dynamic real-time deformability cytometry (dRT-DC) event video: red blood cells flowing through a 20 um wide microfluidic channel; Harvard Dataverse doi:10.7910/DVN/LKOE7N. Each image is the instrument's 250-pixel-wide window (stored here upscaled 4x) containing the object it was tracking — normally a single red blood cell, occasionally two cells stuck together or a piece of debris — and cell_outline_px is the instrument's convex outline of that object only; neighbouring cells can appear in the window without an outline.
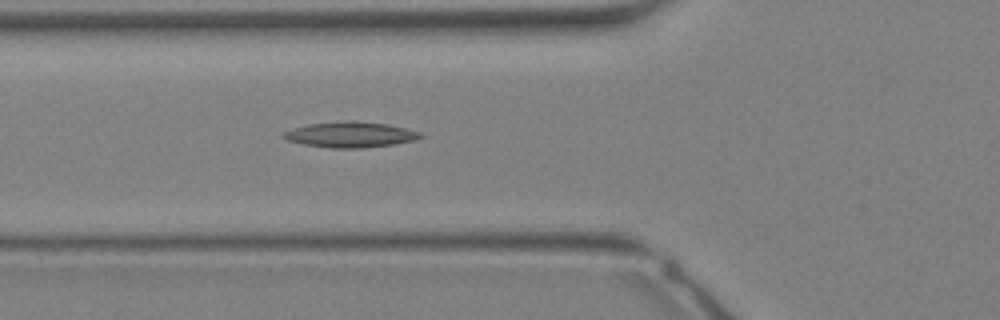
{"species": "Egyptian fruit bat (a non-hibernating species)", "species_latin": "Rousettus aegyptiacus", "temperature_condition": "warm", "stored_images_in_passage": 29, "camera_frame_rate_fps": 3000, "um_per_image_px": 0.085, "animal": {"sex": "female"}, "frame": {"image": 1, "passage_image": 8, "time_ms": 2.333, "image_size_px": [1000, 320], "cell_outline_px": [[424, 136], [412, 140], [392, 144], [364, 148], [328, 148], [304, 144], [288, 140], [280, 136], [284, 132], [292, 128], [308, 124], [352, 120], [388, 124], [408, 128], [420, 132]], "centroid_in_image_um": [29.77, 11.43], "position_along_channel_um": 96.0, "area_um2": 20.4}}
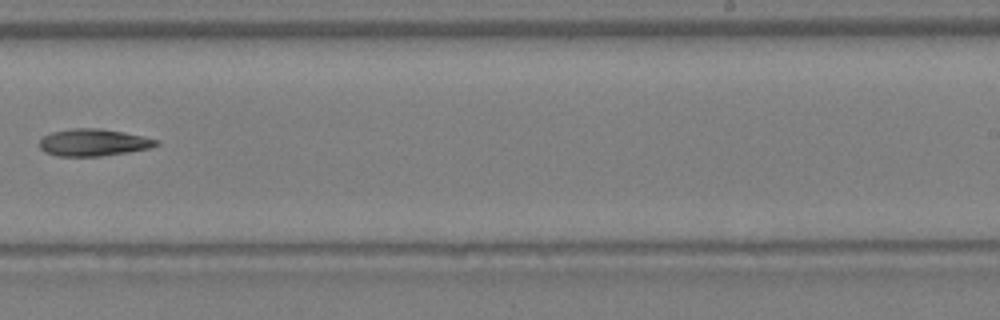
{"frame": {"image": 2, "passage_image": 17, "time_ms": 5.333, "image_size_px": [1000, 320], "cell_outline_px": [[160, 144], [152, 148], [128, 152], [100, 156], [56, 156], [44, 152], [40, 148], [40, 140], [44, 136], [52, 132], [72, 128], [100, 128], [124, 132], [160, 140]], "centroid_in_image_um": [7.97, 12.11], "position_along_channel_um": 281.0, "area_um2": 18.55}}
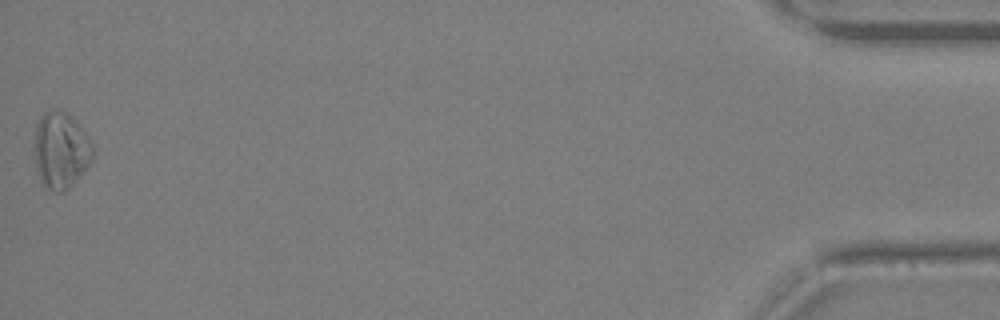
{"frame": {"image": 3, "passage_image": 29, "time_ms": 9.333, "image_size_px": [1000, 320], "cell_outline_px": [[92, 160], [84, 172], [64, 192], [52, 192], [44, 188], [40, 180], [36, 168], [32, 152], [32, 148], [36, 124], [40, 116], [44, 112], [64, 112], [72, 116], [92, 140]], "centroid_in_image_um": [5.13, 12.81], "position_along_channel_um": 430.1, "area_um2": 26.53}}